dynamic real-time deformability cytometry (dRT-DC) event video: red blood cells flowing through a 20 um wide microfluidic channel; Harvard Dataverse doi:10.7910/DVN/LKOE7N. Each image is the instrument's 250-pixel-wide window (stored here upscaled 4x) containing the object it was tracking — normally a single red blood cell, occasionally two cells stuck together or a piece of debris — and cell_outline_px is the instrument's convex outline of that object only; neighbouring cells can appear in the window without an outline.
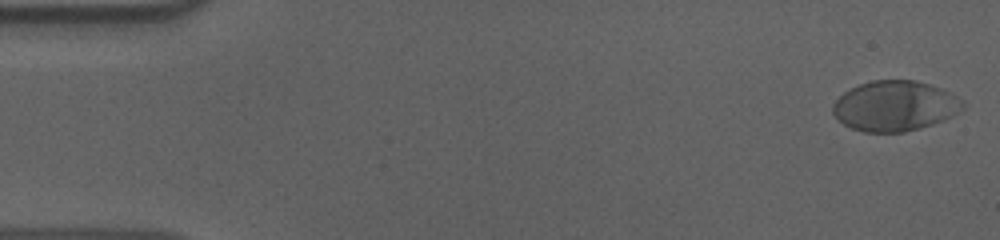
{"species": "human", "species_latin": "Homo sapiens", "temperature_condition": "cold", "stored_images_in_passage": 56, "camera_frame_rate_fps": 3000, "um_per_image_px": 0.085, "donor": {"sex": "male"}, "frame": {"image": 1, "passage_image": 1, "time_ms": 0.0, "image_size_px": [1000, 240], "cell_outline_px": [[964, 108], [952, 116], [932, 124], [920, 128], [904, 132], [864, 132], [852, 128], [844, 124], [832, 112], [832, 104], [844, 92], [860, 84], [872, 80], [916, 80], [940, 88], [964, 100]], "centroid_in_image_um": [76.07, 9.0], "position_along_channel_um": 8.9, "area_um2": 37.86}}
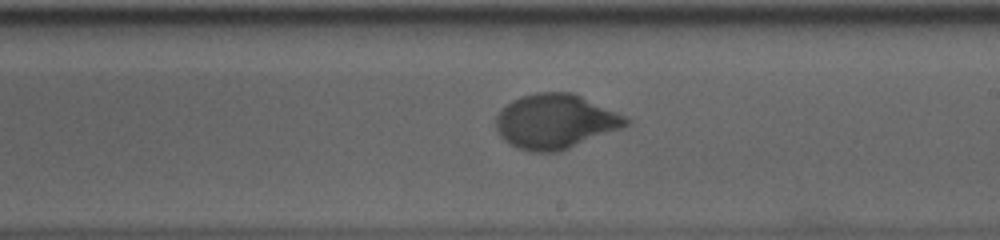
{"frame": {"image": 2, "passage_image": 32, "time_ms": 10.333, "image_size_px": [1000, 240], "cell_outline_px": [[632, 120], [624, 128], [560, 152], [532, 152], [516, 148], [504, 140], [500, 136], [496, 128], [496, 116], [512, 100], [520, 96], [536, 92], [572, 92], [628, 116]], "centroid_in_image_um": [47.25, 10.33], "position_along_channel_um": 241.7, "area_um2": 41.85}}
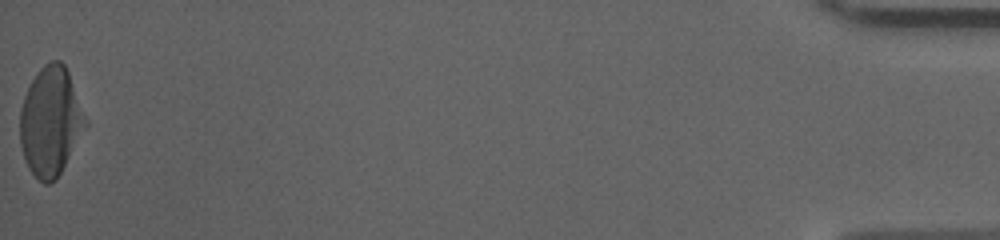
{"frame": {"image": 3, "passage_image": 56, "time_ms": 18.333, "image_size_px": [1000, 240], "cell_outline_px": [[88, 124], [56, 180], [48, 184], [44, 184], [28, 168], [24, 160], [20, 144], [20, 108], [24, 96], [36, 72], [44, 64], [52, 60], [60, 60], [64, 64], [68, 72], [88, 120]], "centroid_in_image_um": [4.3, 10.32], "position_along_channel_um": 430.9, "area_um2": 41.62}, "authors_computed_cell_mechanics": {"area_um2": 39.882, "velocity_mm_per_s": 3.6062, "shape_relaxation_time_tau1_ms": 4.3323, "shape_relaxation_time_tau2_ms": null, "deformation_change_tau1": 0.1923, "deformation_change_tau2": null}}